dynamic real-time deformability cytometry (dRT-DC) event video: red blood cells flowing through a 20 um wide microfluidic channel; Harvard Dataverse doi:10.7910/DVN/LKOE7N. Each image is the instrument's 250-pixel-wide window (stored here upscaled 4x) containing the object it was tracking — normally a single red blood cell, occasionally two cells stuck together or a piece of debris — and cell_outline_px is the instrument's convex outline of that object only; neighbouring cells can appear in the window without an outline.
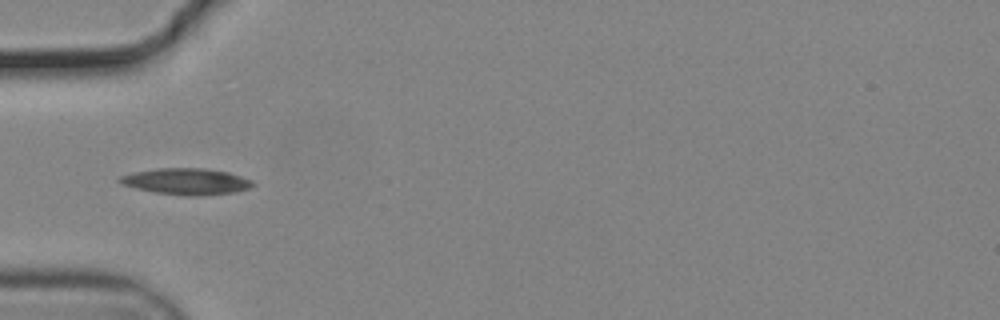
{"species": "common noctule bat (a hibernating species)", "species_latin": "Nyctalus noctula", "temperature_condition": "cold", "stored_images_in_passage": 38, "camera_frame_rate_fps": 3000, "um_per_image_px": 0.085, "animal": {"sex": "male", "body_mass_g": 19.2, "forearm_length_mm": 51.8}, "frame": {"image": 1, "passage_image": 1, "time_ms": 0.0, "image_size_px": [1000, 320], "cell_outline_px": [[256, 184], [248, 188], [232, 192], [200, 196], [184, 196], [156, 192], [136, 188], [120, 184], [116, 180], [120, 176], [132, 172], [156, 168], [204, 168], [228, 172], [252, 180]], "centroid_in_image_um": [15.8, 15.42], "position_along_channel_um": 69.2, "area_um2": 20.46}}
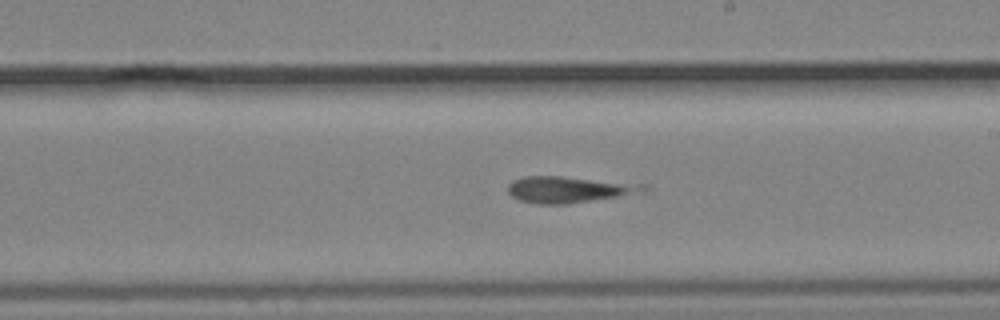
{"frame": {"image": 2, "passage_image": 15, "time_ms": 4.667, "image_size_px": [1000, 320], "cell_outline_px": [[652, 188], [644, 192], [568, 204], [540, 204], [520, 200], [512, 196], [508, 192], [508, 184], [512, 180], [524, 176], [560, 176], [648, 184]], "centroid_in_image_um": [48.41, 16.1], "position_along_channel_um": 240.6, "area_um2": 20.92}}
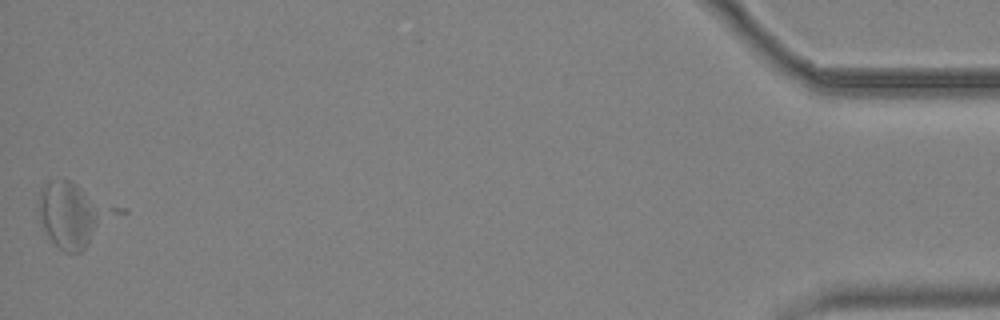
{"frame": {"image": 3, "passage_image": 38, "time_ms": 12.333, "image_size_px": [1000, 320], "cell_outline_px": [[96, 224], [84, 248], [80, 252], [64, 252], [48, 236], [40, 224], [36, 200], [40, 188], [48, 180], [68, 180], [76, 184], [80, 188], [96, 216]], "centroid_in_image_um": [5.57, 18.26], "position_along_channel_um": 429.6, "area_um2": 22.95}, "authors_computed_cell_mechanics": {"area_um2": 19.4497, "velocity_mm_per_s": 3.672, "shape_relaxation_time_tau1_ms": null, "shape_relaxation_time_tau2_ms": 2.1568, "deformation_change_tau1": null, "deformation_change_tau2": 0.0827}}